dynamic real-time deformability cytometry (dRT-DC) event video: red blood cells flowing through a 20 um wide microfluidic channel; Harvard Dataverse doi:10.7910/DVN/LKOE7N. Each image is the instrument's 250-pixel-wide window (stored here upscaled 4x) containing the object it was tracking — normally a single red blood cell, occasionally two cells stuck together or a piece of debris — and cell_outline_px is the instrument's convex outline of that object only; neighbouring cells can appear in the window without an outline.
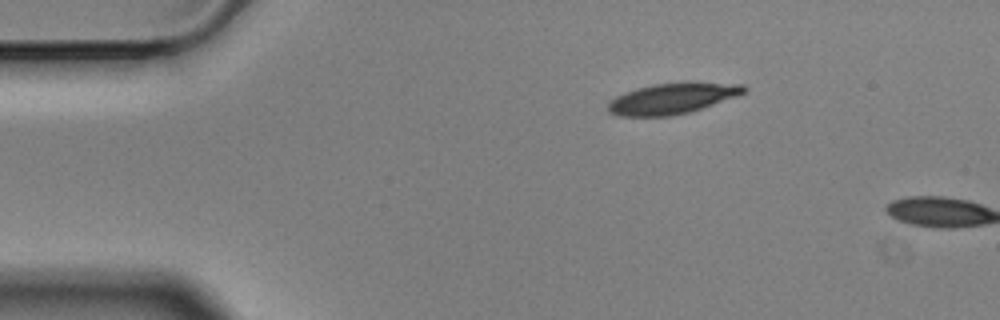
{"species": "Egyptian fruit bat (a non-hibernating species)", "species_latin": "Rousettus aegyptiacus", "temperature_condition": "cold", "stored_images_in_passage": 2, "camera_frame_rate_fps": 3000, "um_per_image_px": 0.085, "animal": {"sex": "male"}, "frame": {"image": 1, "passage_image": 1, "time_ms": 0.0, "image_size_px": [1000, 320], "cell_outline_px": [[748, 92], [688, 112], [672, 116], [620, 116], [608, 112], [608, 100], [624, 92], [636, 88], [656, 84], [696, 80], [744, 84], [748, 88]], "centroid_in_image_um": [57.18, 8.33], "position_along_channel_um": 27.8, "area_um2": 24.91}}